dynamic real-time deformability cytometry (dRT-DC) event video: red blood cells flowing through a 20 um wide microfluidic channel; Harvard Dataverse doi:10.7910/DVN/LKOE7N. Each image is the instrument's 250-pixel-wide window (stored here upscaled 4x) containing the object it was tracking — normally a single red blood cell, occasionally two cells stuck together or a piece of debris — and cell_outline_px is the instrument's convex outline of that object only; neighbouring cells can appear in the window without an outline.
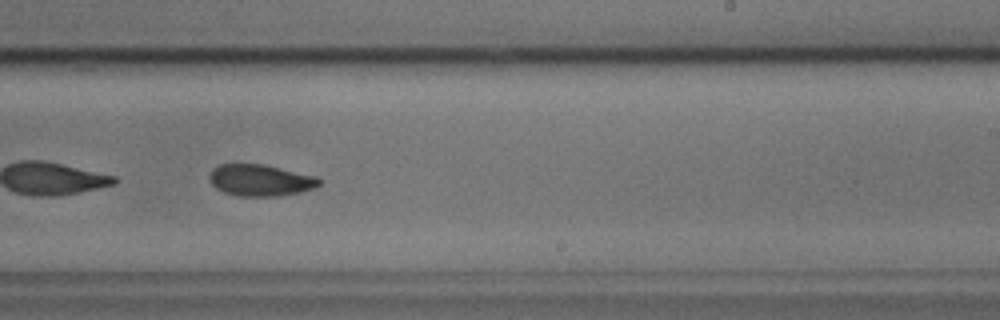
{"species": "common noctule bat (a hibernating species)", "species_latin": "Nyctalus noctula", "temperature_condition": "cold", "stored_images_in_passage": 39, "camera_frame_rate_fps": 3000, "um_per_image_px": 0.085, "animal": {"sex": "male", "body_mass_g": 17.9, "forearm_length_mm": 54.2}, "frame": {"image": 1, "passage_image": 17, "time_ms": 5.333, "image_size_px": [1000, 320], "cell_outline_px": [[320, 184], [312, 188], [300, 192], [276, 196], [240, 196], [224, 192], [216, 188], [212, 184], [208, 176], [212, 168], [220, 164], [264, 164], [316, 176], [320, 180]], "centroid_in_image_um": [22.1, 15.31], "position_along_channel_um": 266.9, "area_um2": 20.11}, "authors_computed_cell_mechanics": {"area_um2": 20.3456, "velocity_mm_per_s": 3.7693, "shape_relaxation_time_tau1_ms": 8.5878, "shape_relaxation_time_tau2_ms": 5.11, "deformation_change_tau1": 0.1735, "deformation_change_tau2": 0.1157}}